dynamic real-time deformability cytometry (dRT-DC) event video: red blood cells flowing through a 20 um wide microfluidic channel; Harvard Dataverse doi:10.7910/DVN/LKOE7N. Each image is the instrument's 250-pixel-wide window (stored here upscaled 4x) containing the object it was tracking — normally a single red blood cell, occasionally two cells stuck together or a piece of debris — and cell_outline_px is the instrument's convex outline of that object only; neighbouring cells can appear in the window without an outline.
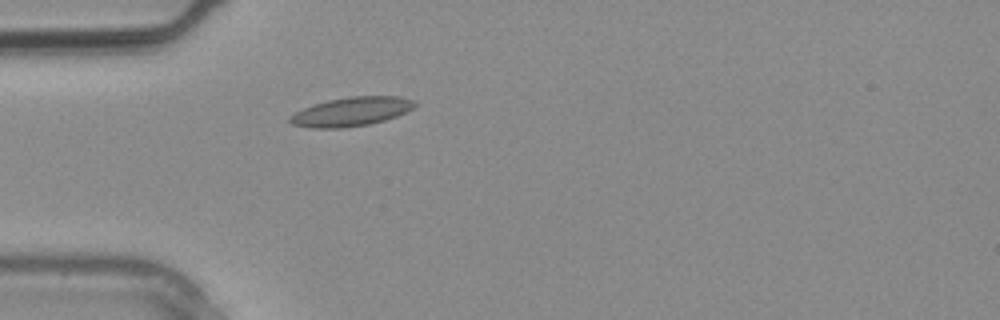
{"species": "common noctule bat (a hibernating species)", "species_latin": "Nyctalus noctula", "temperature_condition": "warm", "stored_images_in_passage": 4, "camera_frame_rate_fps": 3000, "um_per_image_px": 0.085, "animal": {"sex": "male", "body_mass_g": 20.4}, "frame": {"image": 1, "passage_image": 4, "time_ms": 1.0, "image_size_px": [1000, 320], "cell_outline_px": [[416, 104], [412, 108], [396, 116], [384, 120], [368, 124], [340, 128], [312, 128], [292, 124], [288, 120], [288, 116], [312, 104], [328, 100], [348, 96], [400, 96], [416, 100]], "centroid_in_image_um": [29.84, 9.48], "position_along_channel_um": 55.2, "area_um2": 21.04}}